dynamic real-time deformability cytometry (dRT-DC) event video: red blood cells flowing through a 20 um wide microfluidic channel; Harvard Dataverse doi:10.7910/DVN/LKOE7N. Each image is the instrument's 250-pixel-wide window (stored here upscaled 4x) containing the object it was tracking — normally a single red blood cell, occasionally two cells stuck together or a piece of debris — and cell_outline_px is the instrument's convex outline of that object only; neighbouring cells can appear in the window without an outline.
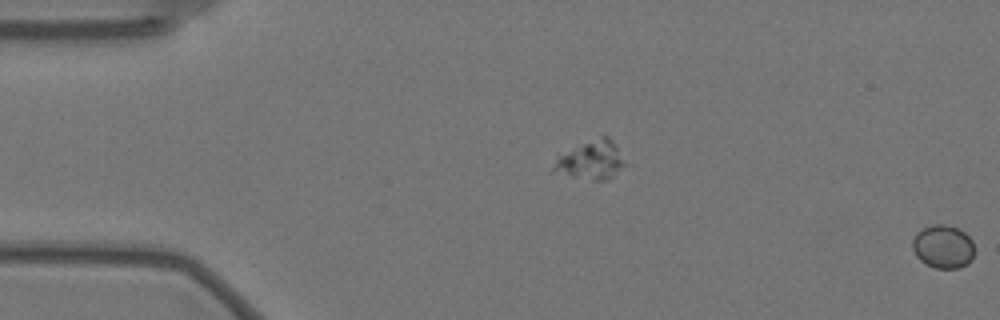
{"species": "Egyptian fruit bat (a non-hibernating species)", "species_latin": "Rousettus aegyptiacus", "temperature_condition": "warm", "stored_images_in_passage": 13, "segment_of_instrument_passage": [2, 2], "camera_frame_rate_fps": 3000, "um_per_image_px": 0.085, "animal": {"sex": "female"}, "frame": {"image": 1, "passage_image": 13, "time_ms": 4.0, "image_size_px": [1000, 320], "cell_outline_px": [[972, 260], [968, 264], [960, 268], [936, 268], [924, 264], [916, 256], [912, 248], [912, 240], [916, 232], [932, 224], [944, 224], [956, 228], [964, 232], [972, 240]], "centroid_in_image_um": [80.13, 20.97], "position_along_channel_um": 4.9, "area_um2": 15.66}}